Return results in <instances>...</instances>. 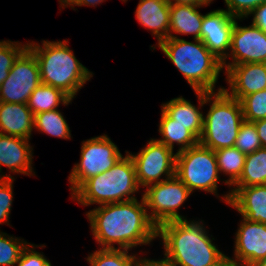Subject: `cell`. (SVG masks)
I'll return each instance as SVG.
<instances>
[{"label": "cell", "mask_w": 266, "mask_h": 266, "mask_svg": "<svg viewBox=\"0 0 266 266\" xmlns=\"http://www.w3.org/2000/svg\"><path fill=\"white\" fill-rule=\"evenodd\" d=\"M219 173L228 175L229 178L224 184L231 187L239 178L243 171L246 154L240 152L235 146L222 148L214 151Z\"/></svg>", "instance_id": "25"}, {"label": "cell", "mask_w": 266, "mask_h": 266, "mask_svg": "<svg viewBox=\"0 0 266 266\" xmlns=\"http://www.w3.org/2000/svg\"><path fill=\"white\" fill-rule=\"evenodd\" d=\"M70 99L60 89L53 86L40 84L30 95L27 102L28 108L32 111L33 115L56 110L60 103L68 105L71 103Z\"/></svg>", "instance_id": "23"}, {"label": "cell", "mask_w": 266, "mask_h": 266, "mask_svg": "<svg viewBox=\"0 0 266 266\" xmlns=\"http://www.w3.org/2000/svg\"><path fill=\"white\" fill-rule=\"evenodd\" d=\"M135 16L156 37L157 44L169 38L170 5L166 0H139Z\"/></svg>", "instance_id": "18"}, {"label": "cell", "mask_w": 266, "mask_h": 266, "mask_svg": "<svg viewBox=\"0 0 266 266\" xmlns=\"http://www.w3.org/2000/svg\"><path fill=\"white\" fill-rule=\"evenodd\" d=\"M156 46L182 73L194 91L223 90L224 87L215 90L220 71L223 70L222 61L201 40L190 42L174 34L173 38H167Z\"/></svg>", "instance_id": "4"}, {"label": "cell", "mask_w": 266, "mask_h": 266, "mask_svg": "<svg viewBox=\"0 0 266 266\" xmlns=\"http://www.w3.org/2000/svg\"><path fill=\"white\" fill-rule=\"evenodd\" d=\"M266 185V148H259L246 154L245 164L240 178L231 186L248 187Z\"/></svg>", "instance_id": "24"}, {"label": "cell", "mask_w": 266, "mask_h": 266, "mask_svg": "<svg viewBox=\"0 0 266 266\" xmlns=\"http://www.w3.org/2000/svg\"><path fill=\"white\" fill-rule=\"evenodd\" d=\"M232 62L227 63V59ZM243 63H266V33L253 24L239 26L237 20L231 38L228 56L222 61L224 70Z\"/></svg>", "instance_id": "12"}, {"label": "cell", "mask_w": 266, "mask_h": 266, "mask_svg": "<svg viewBox=\"0 0 266 266\" xmlns=\"http://www.w3.org/2000/svg\"><path fill=\"white\" fill-rule=\"evenodd\" d=\"M229 191L221 201L224 200L249 221L266 224V185L233 187Z\"/></svg>", "instance_id": "16"}, {"label": "cell", "mask_w": 266, "mask_h": 266, "mask_svg": "<svg viewBox=\"0 0 266 266\" xmlns=\"http://www.w3.org/2000/svg\"><path fill=\"white\" fill-rule=\"evenodd\" d=\"M234 242L235 260L242 266H254L266 257V224L242 217Z\"/></svg>", "instance_id": "14"}, {"label": "cell", "mask_w": 266, "mask_h": 266, "mask_svg": "<svg viewBox=\"0 0 266 266\" xmlns=\"http://www.w3.org/2000/svg\"><path fill=\"white\" fill-rule=\"evenodd\" d=\"M203 222L196 220L169 221L158 227L157 237L164 245L167 266H213L225 254L212 242Z\"/></svg>", "instance_id": "2"}, {"label": "cell", "mask_w": 266, "mask_h": 266, "mask_svg": "<svg viewBox=\"0 0 266 266\" xmlns=\"http://www.w3.org/2000/svg\"><path fill=\"white\" fill-rule=\"evenodd\" d=\"M34 124L27 104L0 102V134L30 140Z\"/></svg>", "instance_id": "20"}, {"label": "cell", "mask_w": 266, "mask_h": 266, "mask_svg": "<svg viewBox=\"0 0 266 266\" xmlns=\"http://www.w3.org/2000/svg\"><path fill=\"white\" fill-rule=\"evenodd\" d=\"M139 189L134 162L126 152L112 168L87 179L71 197L83 206L103 205L136 199Z\"/></svg>", "instance_id": "5"}, {"label": "cell", "mask_w": 266, "mask_h": 266, "mask_svg": "<svg viewBox=\"0 0 266 266\" xmlns=\"http://www.w3.org/2000/svg\"><path fill=\"white\" fill-rule=\"evenodd\" d=\"M213 266H242L239 264L234 257L231 258L225 255L222 259H220L215 265Z\"/></svg>", "instance_id": "38"}, {"label": "cell", "mask_w": 266, "mask_h": 266, "mask_svg": "<svg viewBox=\"0 0 266 266\" xmlns=\"http://www.w3.org/2000/svg\"><path fill=\"white\" fill-rule=\"evenodd\" d=\"M205 5L177 4L170 6L169 38L173 33L193 35V40L201 39L203 16L197 9Z\"/></svg>", "instance_id": "21"}, {"label": "cell", "mask_w": 266, "mask_h": 266, "mask_svg": "<svg viewBox=\"0 0 266 266\" xmlns=\"http://www.w3.org/2000/svg\"><path fill=\"white\" fill-rule=\"evenodd\" d=\"M229 84L223 90L241 101L245 96L266 89V63H243L230 66L224 73Z\"/></svg>", "instance_id": "15"}, {"label": "cell", "mask_w": 266, "mask_h": 266, "mask_svg": "<svg viewBox=\"0 0 266 266\" xmlns=\"http://www.w3.org/2000/svg\"><path fill=\"white\" fill-rule=\"evenodd\" d=\"M199 107H196L189 100L182 96L171 99L161 105L163 109L173 120L174 123L187 126V129L199 140L203 130V117L201 107L205 105V91H195Z\"/></svg>", "instance_id": "19"}, {"label": "cell", "mask_w": 266, "mask_h": 266, "mask_svg": "<svg viewBox=\"0 0 266 266\" xmlns=\"http://www.w3.org/2000/svg\"><path fill=\"white\" fill-rule=\"evenodd\" d=\"M32 158L33 147L28 139L0 134V173L2 166H5L10 169V172L33 176L35 172L32 167ZM0 178L15 177L0 174Z\"/></svg>", "instance_id": "17"}, {"label": "cell", "mask_w": 266, "mask_h": 266, "mask_svg": "<svg viewBox=\"0 0 266 266\" xmlns=\"http://www.w3.org/2000/svg\"><path fill=\"white\" fill-rule=\"evenodd\" d=\"M191 191L176 176L148 185L142 194L152 222L159 227L169 221L185 220L178 209L191 195Z\"/></svg>", "instance_id": "9"}, {"label": "cell", "mask_w": 266, "mask_h": 266, "mask_svg": "<svg viewBox=\"0 0 266 266\" xmlns=\"http://www.w3.org/2000/svg\"><path fill=\"white\" fill-rule=\"evenodd\" d=\"M75 0H59L60 3V7L62 8H66V7H70V5L74 2Z\"/></svg>", "instance_id": "41"}, {"label": "cell", "mask_w": 266, "mask_h": 266, "mask_svg": "<svg viewBox=\"0 0 266 266\" xmlns=\"http://www.w3.org/2000/svg\"><path fill=\"white\" fill-rule=\"evenodd\" d=\"M251 15L252 24L266 33V2L256 7L248 16Z\"/></svg>", "instance_id": "35"}, {"label": "cell", "mask_w": 266, "mask_h": 266, "mask_svg": "<svg viewBox=\"0 0 266 266\" xmlns=\"http://www.w3.org/2000/svg\"><path fill=\"white\" fill-rule=\"evenodd\" d=\"M227 6L226 11L235 18L244 19L259 5L266 0H224Z\"/></svg>", "instance_id": "33"}, {"label": "cell", "mask_w": 266, "mask_h": 266, "mask_svg": "<svg viewBox=\"0 0 266 266\" xmlns=\"http://www.w3.org/2000/svg\"><path fill=\"white\" fill-rule=\"evenodd\" d=\"M234 146L242 153H253L262 147L257 129L253 122L243 121Z\"/></svg>", "instance_id": "31"}, {"label": "cell", "mask_w": 266, "mask_h": 266, "mask_svg": "<svg viewBox=\"0 0 266 266\" xmlns=\"http://www.w3.org/2000/svg\"><path fill=\"white\" fill-rule=\"evenodd\" d=\"M125 152L132 158L138 184L143 188L175 176L176 153L157 139L151 138L135 155Z\"/></svg>", "instance_id": "10"}, {"label": "cell", "mask_w": 266, "mask_h": 266, "mask_svg": "<svg viewBox=\"0 0 266 266\" xmlns=\"http://www.w3.org/2000/svg\"><path fill=\"white\" fill-rule=\"evenodd\" d=\"M169 5L177 4H196V5H210L213 0H166Z\"/></svg>", "instance_id": "37"}, {"label": "cell", "mask_w": 266, "mask_h": 266, "mask_svg": "<svg viewBox=\"0 0 266 266\" xmlns=\"http://www.w3.org/2000/svg\"><path fill=\"white\" fill-rule=\"evenodd\" d=\"M105 0H75L70 6L72 9H74L75 6H96L99 5V3L104 2Z\"/></svg>", "instance_id": "39"}, {"label": "cell", "mask_w": 266, "mask_h": 266, "mask_svg": "<svg viewBox=\"0 0 266 266\" xmlns=\"http://www.w3.org/2000/svg\"><path fill=\"white\" fill-rule=\"evenodd\" d=\"M210 103L203 117L199 143L213 151L233 147L244 121L241 102L224 90L205 92V104Z\"/></svg>", "instance_id": "6"}, {"label": "cell", "mask_w": 266, "mask_h": 266, "mask_svg": "<svg viewBox=\"0 0 266 266\" xmlns=\"http://www.w3.org/2000/svg\"><path fill=\"white\" fill-rule=\"evenodd\" d=\"M42 45L28 41V49L35 55L41 83L60 89L70 99L93 77V72L76 59L68 41H41Z\"/></svg>", "instance_id": "3"}, {"label": "cell", "mask_w": 266, "mask_h": 266, "mask_svg": "<svg viewBox=\"0 0 266 266\" xmlns=\"http://www.w3.org/2000/svg\"><path fill=\"white\" fill-rule=\"evenodd\" d=\"M38 245L28 243L22 250L16 266H52L51 262L40 252L35 251Z\"/></svg>", "instance_id": "34"}, {"label": "cell", "mask_w": 266, "mask_h": 266, "mask_svg": "<svg viewBox=\"0 0 266 266\" xmlns=\"http://www.w3.org/2000/svg\"><path fill=\"white\" fill-rule=\"evenodd\" d=\"M41 84L35 55L27 48L15 61L0 86V102L27 104L31 93Z\"/></svg>", "instance_id": "11"}, {"label": "cell", "mask_w": 266, "mask_h": 266, "mask_svg": "<svg viewBox=\"0 0 266 266\" xmlns=\"http://www.w3.org/2000/svg\"><path fill=\"white\" fill-rule=\"evenodd\" d=\"M28 242L0 232V266H15Z\"/></svg>", "instance_id": "29"}, {"label": "cell", "mask_w": 266, "mask_h": 266, "mask_svg": "<svg viewBox=\"0 0 266 266\" xmlns=\"http://www.w3.org/2000/svg\"><path fill=\"white\" fill-rule=\"evenodd\" d=\"M80 162L69 174L71 195L89 178L112 168L123 156L117 145L107 135H100L82 142Z\"/></svg>", "instance_id": "8"}, {"label": "cell", "mask_w": 266, "mask_h": 266, "mask_svg": "<svg viewBox=\"0 0 266 266\" xmlns=\"http://www.w3.org/2000/svg\"><path fill=\"white\" fill-rule=\"evenodd\" d=\"M28 48V44L18 41H0V86L8 77L17 58Z\"/></svg>", "instance_id": "28"}, {"label": "cell", "mask_w": 266, "mask_h": 266, "mask_svg": "<svg viewBox=\"0 0 266 266\" xmlns=\"http://www.w3.org/2000/svg\"><path fill=\"white\" fill-rule=\"evenodd\" d=\"M263 148H266V118L253 122Z\"/></svg>", "instance_id": "36"}, {"label": "cell", "mask_w": 266, "mask_h": 266, "mask_svg": "<svg viewBox=\"0 0 266 266\" xmlns=\"http://www.w3.org/2000/svg\"><path fill=\"white\" fill-rule=\"evenodd\" d=\"M34 129L53 137L71 138V130L59 109L34 115Z\"/></svg>", "instance_id": "27"}, {"label": "cell", "mask_w": 266, "mask_h": 266, "mask_svg": "<svg viewBox=\"0 0 266 266\" xmlns=\"http://www.w3.org/2000/svg\"><path fill=\"white\" fill-rule=\"evenodd\" d=\"M138 266H167V265L162 263L160 260H154V259L151 260L143 258Z\"/></svg>", "instance_id": "40"}, {"label": "cell", "mask_w": 266, "mask_h": 266, "mask_svg": "<svg viewBox=\"0 0 266 266\" xmlns=\"http://www.w3.org/2000/svg\"><path fill=\"white\" fill-rule=\"evenodd\" d=\"M254 266H266V257L262 258Z\"/></svg>", "instance_id": "42"}, {"label": "cell", "mask_w": 266, "mask_h": 266, "mask_svg": "<svg viewBox=\"0 0 266 266\" xmlns=\"http://www.w3.org/2000/svg\"><path fill=\"white\" fill-rule=\"evenodd\" d=\"M15 178H0V224H9Z\"/></svg>", "instance_id": "32"}, {"label": "cell", "mask_w": 266, "mask_h": 266, "mask_svg": "<svg viewBox=\"0 0 266 266\" xmlns=\"http://www.w3.org/2000/svg\"><path fill=\"white\" fill-rule=\"evenodd\" d=\"M175 176L191 191L202 190L218 197L220 181L216 154L200 143L176 153Z\"/></svg>", "instance_id": "7"}, {"label": "cell", "mask_w": 266, "mask_h": 266, "mask_svg": "<svg viewBox=\"0 0 266 266\" xmlns=\"http://www.w3.org/2000/svg\"><path fill=\"white\" fill-rule=\"evenodd\" d=\"M240 102L244 121L255 122L266 118V89L249 94Z\"/></svg>", "instance_id": "30"}, {"label": "cell", "mask_w": 266, "mask_h": 266, "mask_svg": "<svg viewBox=\"0 0 266 266\" xmlns=\"http://www.w3.org/2000/svg\"><path fill=\"white\" fill-rule=\"evenodd\" d=\"M158 131L162 137L157 140L169 149L173 150L175 143L179 145L176 153L187 150L199 143V140L187 129V126L174 123V120L163 109L161 110Z\"/></svg>", "instance_id": "22"}, {"label": "cell", "mask_w": 266, "mask_h": 266, "mask_svg": "<svg viewBox=\"0 0 266 266\" xmlns=\"http://www.w3.org/2000/svg\"><path fill=\"white\" fill-rule=\"evenodd\" d=\"M225 9H216L203 16L201 41L221 61L229 54L235 21Z\"/></svg>", "instance_id": "13"}, {"label": "cell", "mask_w": 266, "mask_h": 266, "mask_svg": "<svg viewBox=\"0 0 266 266\" xmlns=\"http://www.w3.org/2000/svg\"><path fill=\"white\" fill-rule=\"evenodd\" d=\"M92 235L101 249L131 250L148 245L157 238L158 227L152 222L143 196L118 203L103 204L86 213Z\"/></svg>", "instance_id": "1"}, {"label": "cell", "mask_w": 266, "mask_h": 266, "mask_svg": "<svg viewBox=\"0 0 266 266\" xmlns=\"http://www.w3.org/2000/svg\"><path fill=\"white\" fill-rule=\"evenodd\" d=\"M129 253L126 249H98L87 258L90 266H138L143 257Z\"/></svg>", "instance_id": "26"}]
</instances>
